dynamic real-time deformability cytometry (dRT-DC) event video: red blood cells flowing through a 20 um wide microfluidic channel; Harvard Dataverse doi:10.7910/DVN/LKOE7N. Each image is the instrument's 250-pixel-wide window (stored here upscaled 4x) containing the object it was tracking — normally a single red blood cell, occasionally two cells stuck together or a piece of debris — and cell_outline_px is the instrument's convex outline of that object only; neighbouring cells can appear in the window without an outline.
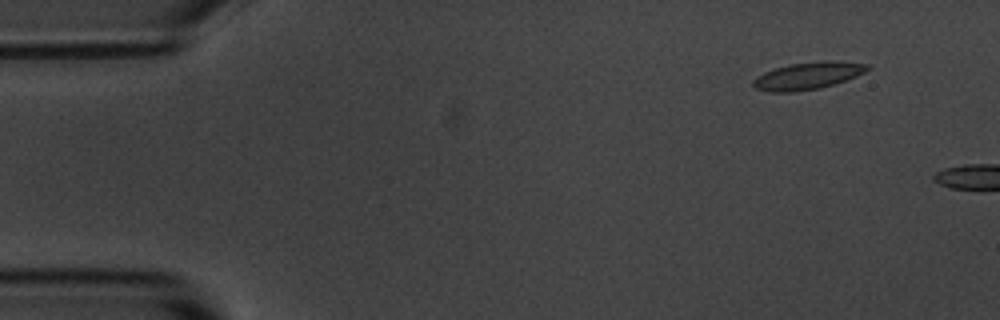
{"species": "common noctule bat (a hibernating species)", "species_latin": "Nyctalus noctula", "temperature_condition": "room temperature", "stored_images_in_passage": 5, "camera_frame_rate_fps": 3000, "um_per_image_px": 0.085, "animal": {"sex": "male", "body_mass_g": 20.1, "forearm_length_mm": 53.5}, "frame": {"image": 1, "passage_image": 2, "time_ms": 1.0, "image_size_px": [1000, 320], "cell_outline_px": [[872, 68], [856, 76], [820, 88], [792, 92], [768, 92], [756, 88], [752, 84], [752, 80], [756, 76], [764, 72], [788, 64], [824, 60], [836, 60], [868, 64]], "centroid_in_image_um": [68.65, 6.42], "position_along_channel_um": 16.3, "area_um2": 18.21}}